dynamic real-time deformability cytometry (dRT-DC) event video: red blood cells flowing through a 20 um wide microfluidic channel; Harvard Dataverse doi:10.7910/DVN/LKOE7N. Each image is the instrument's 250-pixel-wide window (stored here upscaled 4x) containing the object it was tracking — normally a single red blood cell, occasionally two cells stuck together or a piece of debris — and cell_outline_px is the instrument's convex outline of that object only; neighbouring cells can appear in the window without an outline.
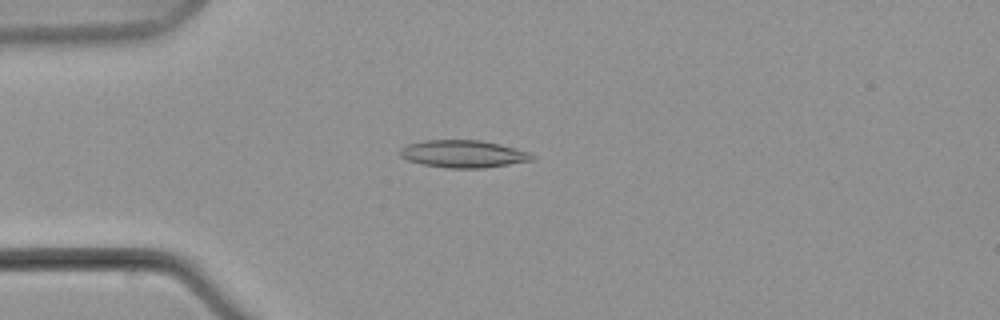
{"species": "common noctule bat (a hibernating species)", "species_latin": "Nyctalus noctula", "temperature_condition": "warm", "stored_images_in_passage": 2, "camera_frame_rate_fps": 3000, "um_per_image_px": 0.085, "animal": {"sex": "male", "body_mass_g": 21.5, "forearm_length_mm": 52.0}, "frame": {"image": 1, "passage_image": 1, "time_ms": 0.0, "image_size_px": [1000, 320], "cell_outline_px": [[536, 156], [532, 160], [484, 168], [448, 168], [420, 164], [408, 160], [400, 156], [400, 148], [408, 144], [424, 140], [480, 140], [500, 144], [528, 152]], "centroid_in_image_um": [39.35, 13.08], "position_along_channel_um": 45.7, "area_um2": 21.04}}